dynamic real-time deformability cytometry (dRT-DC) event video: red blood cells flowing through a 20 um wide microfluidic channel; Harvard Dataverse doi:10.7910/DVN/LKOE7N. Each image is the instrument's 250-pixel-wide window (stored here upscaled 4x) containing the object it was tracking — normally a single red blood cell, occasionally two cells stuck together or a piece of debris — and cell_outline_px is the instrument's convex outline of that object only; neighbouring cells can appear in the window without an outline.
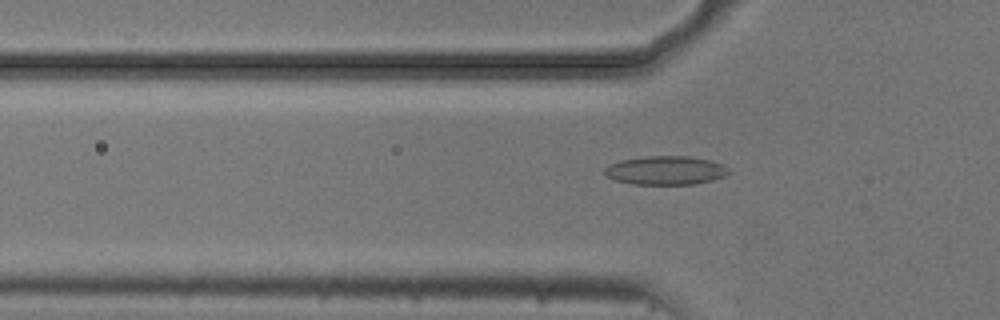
{"species": "common noctule bat (a hibernating species)", "species_latin": "Nyctalus noctula", "temperature_condition": "cold", "stored_images_in_passage": 46, "camera_frame_rate_fps": 3000, "um_per_image_px": 0.085, "animal": {"sex": "male", "body_mass_g": 20.5, "forearm_length_mm": 52.5}, "frame": {"image": 1, "passage_image": 9, "time_ms": 2.667, "image_size_px": [1000, 320], "cell_outline_px": [[732, 172], [724, 176], [712, 180], [692, 184], [632, 184], [616, 180], [608, 176], [604, 172], [604, 168], [608, 164], [620, 160], [644, 156], [688, 156], [708, 160], [720, 164], [728, 168]], "centroid_in_image_um": [56.55, 14.48], "position_along_channel_um": 69.2, "area_um2": 20.69}}
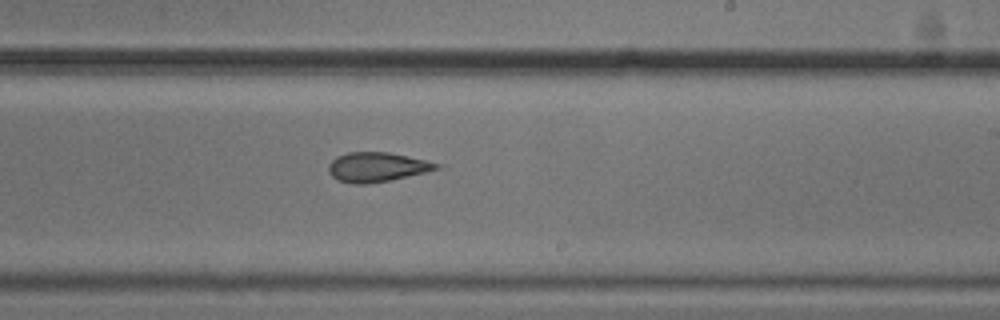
{"frame": {"image": 2, "passage_image": 24, "time_ms": 7.667, "image_size_px": [1000, 320], "cell_outline_px": [[448, 168], [392, 180], [364, 184], [352, 184], [340, 180], [332, 176], [328, 172], [328, 164], [336, 156], [348, 152], [388, 152], [448, 164]], "centroid_in_image_um": [32.2, 14.2], "position_along_channel_um": 256.8, "area_um2": 19.25}}
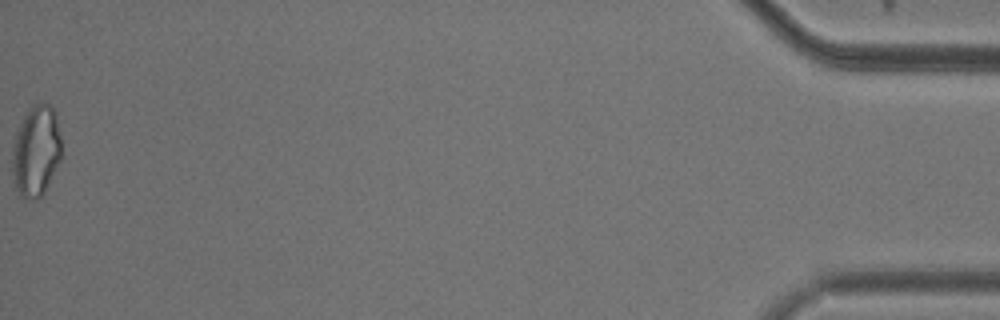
{"frame": {"image": 3, "passage_image": 46, "time_ms": 15.0, "image_size_px": [1000, 320], "cell_outline_px": [[64, 156], [44, 192], [36, 200], [32, 200], [20, 196], [16, 188], [12, 172], [12, 148], [16, 132], [24, 116], [32, 104], [52, 104], [56, 112]], "centroid_in_image_um": [3.1, 12.83], "position_along_channel_um": 432.1, "area_um2": 26.7}, "authors_computed_cell_mechanics": {"area_um2": 19.7098, "velocity_mm_per_s": 3.7353, "shape_relaxation_time_tau1_ms": null, "shape_relaxation_time_tau2_ms": 2.6038, "deformation_change_tau1": null, "deformation_change_tau2": 0.0973}}